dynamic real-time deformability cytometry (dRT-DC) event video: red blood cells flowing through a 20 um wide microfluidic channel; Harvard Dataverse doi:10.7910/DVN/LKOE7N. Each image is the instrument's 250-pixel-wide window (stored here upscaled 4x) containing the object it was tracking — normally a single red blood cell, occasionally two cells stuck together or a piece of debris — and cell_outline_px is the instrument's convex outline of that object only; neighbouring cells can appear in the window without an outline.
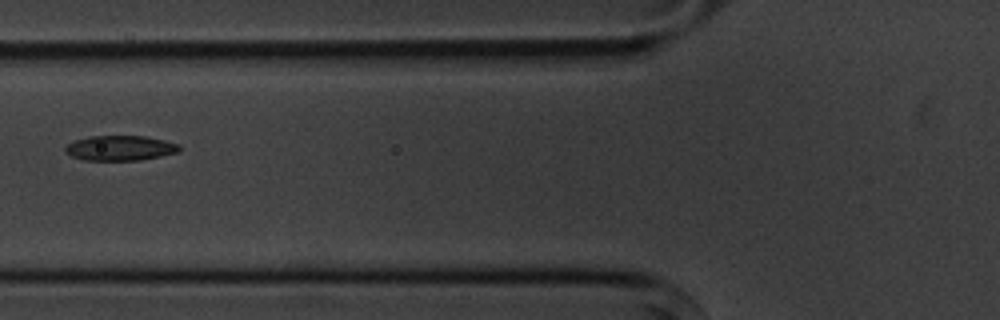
{"species": "common noctule bat (a hibernating species)", "species_latin": "Nyctalus noctula", "temperature_condition": "cold", "stored_images_in_passage": 4, "camera_frame_rate_fps": 3000, "um_per_image_px": 0.085, "animal": {"sex": "male", "body_mass_g": 20.1, "forearm_length_mm": 53.5}, "frame": {"image": 1, "passage_image": 2, "time_ms": 1.333, "image_size_px": [1000, 320], "cell_outline_px": [[180, 152], [140, 160], [84, 160], [72, 156], [64, 152], [64, 148], [68, 144], [76, 140], [88, 136], [144, 136], [164, 140], [180, 144]], "centroid_in_image_um": [10.22, 12.58], "position_along_channel_um": 115.6, "area_um2": 16.65}}
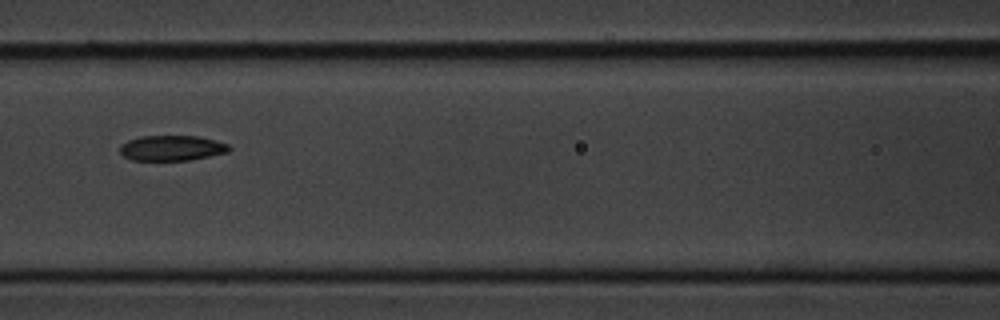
{"frame": {"image": 2, "passage_image": 3, "time_ms": 2.333, "image_size_px": [1000, 320], "cell_outline_px": [[232, 148], [228, 152], [192, 160], [132, 160], [124, 156], [120, 152], [120, 144], [128, 140], [140, 136], [196, 136], [216, 140], [228, 144]], "centroid_in_image_um": [14.61, 12.58], "position_along_channel_um": 152.0, "area_um2": 16.18}}
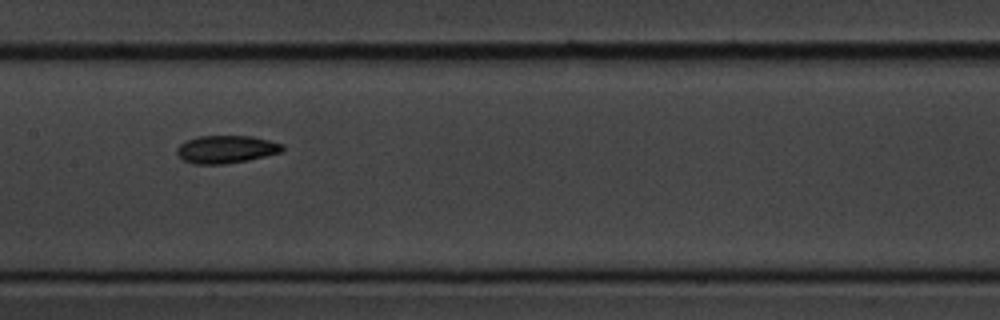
{"frame": {"image": 3, "passage_image": 4, "time_ms": 3.333, "image_size_px": [1000, 320], "cell_outline_px": [[284, 148], [280, 152], [248, 160], [224, 164], [192, 164], [184, 160], [176, 152], [176, 148], [180, 144], [196, 136], [252, 136], [284, 144]], "centroid_in_image_um": [19.21, 12.69], "position_along_channel_um": 188.2, "area_um2": 16.99}}